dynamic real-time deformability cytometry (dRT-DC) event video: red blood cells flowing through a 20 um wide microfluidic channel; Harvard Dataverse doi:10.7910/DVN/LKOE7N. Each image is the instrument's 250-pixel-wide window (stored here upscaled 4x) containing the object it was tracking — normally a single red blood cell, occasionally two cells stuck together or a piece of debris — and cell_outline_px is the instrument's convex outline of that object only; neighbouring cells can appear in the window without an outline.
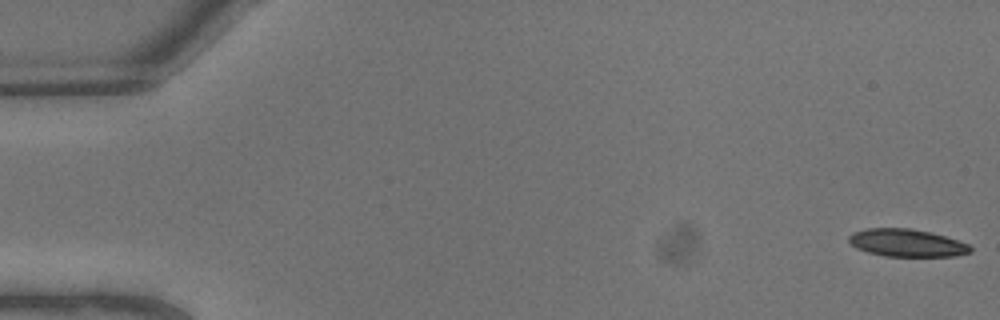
{"species": "common noctule bat (a hibernating species)", "species_latin": "Nyctalus noctula", "temperature_condition": "warm", "stored_images_in_passage": 7, "camera_frame_rate_fps": 3000, "um_per_image_px": 0.085, "animal": {"sex": "male", "body_mass_g": 13.3}, "frame": {"image": 1, "passage_image": 1, "time_ms": 0.0, "image_size_px": [1000, 320], "cell_outline_px": [[972, 252], [956, 256], [884, 256], [868, 252], [856, 248], [848, 240], [848, 236], [852, 232], [864, 228], [912, 228], [932, 232], [968, 244], [972, 248]], "centroid_in_image_um": [77.06, 20.64], "position_along_channel_um": 7.9, "area_um2": 19.65}}
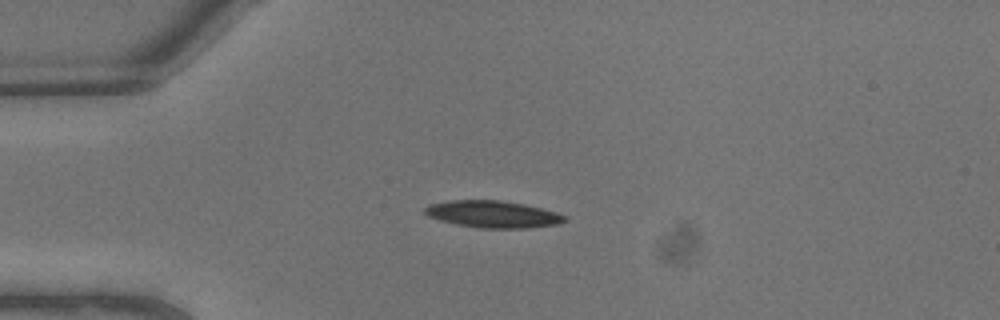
{"frame": {"image": 2, "passage_image": 6, "time_ms": 1.667, "image_size_px": [1000, 320], "cell_outline_px": [[568, 220], [556, 224], [528, 228], [480, 228], [456, 224], [440, 220], [428, 216], [424, 212], [424, 208], [428, 204], [448, 200], [500, 200], [524, 204], [556, 212], [568, 216]], "centroid_in_image_um": [41.88, 18.2], "position_along_channel_um": 43.1, "area_um2": 22.02}}